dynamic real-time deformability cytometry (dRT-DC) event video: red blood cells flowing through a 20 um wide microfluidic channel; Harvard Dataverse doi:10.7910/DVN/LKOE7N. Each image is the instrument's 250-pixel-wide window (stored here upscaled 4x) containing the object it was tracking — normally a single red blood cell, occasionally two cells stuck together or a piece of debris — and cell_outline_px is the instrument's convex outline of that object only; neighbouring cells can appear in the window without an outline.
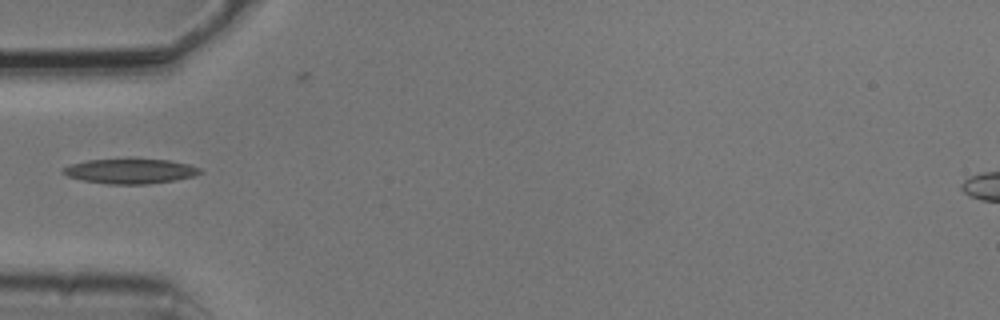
{"species": "common noctule bat (a hibernating species)", "species_latin": "Nyctalus noctula", "temperature_condition": "cold", "stored_images_in_passage": 4, "camera_frame_rate_fps": 3000, "um_per_image_px": 0.085, "animal": {"sex": "male", "body_mass_g": 20.5, "forearm_length_mm": 52.5}, "frame": {"image": 1, "passage_image": 2, "time_ms": 0.333, "image_size_px": [1000, 320], "cell_outline_px": [[204, 172], [196, 176], [176, 180], [148, 184], [108, 184], [84, 180], [68, 176], [60, 172], [64, 168], [72, 164], [88, 160], [132, 156], [168, 160], [188, 164], [200, 168]], "centroid_in_image_um": [11.12, 14.5], "position_along_channel_um": 73.9, "area_um2": 20.69}}
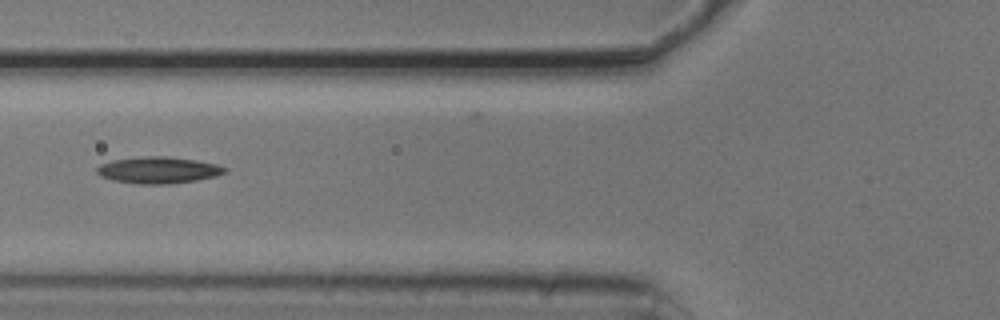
{"frame": {"image": 2, "passage_image": 3, "time_ms": 0.667, "image_size_px": [1000, 320], "cell_outline_px": [[228, 172], [216, 176], [196, 180], [168, 184], [140, 184], [112, 180], [100, 176], [96, 172], [96, 168], [100, 164], [112, 160], [144, 156], [168, 156], [196, 160], [216, 164], [228, 168]], "centroid_in_image_um": [13.46, 14.45], "position_along_channel_um": 112.3, "area_um2": 19.94}}